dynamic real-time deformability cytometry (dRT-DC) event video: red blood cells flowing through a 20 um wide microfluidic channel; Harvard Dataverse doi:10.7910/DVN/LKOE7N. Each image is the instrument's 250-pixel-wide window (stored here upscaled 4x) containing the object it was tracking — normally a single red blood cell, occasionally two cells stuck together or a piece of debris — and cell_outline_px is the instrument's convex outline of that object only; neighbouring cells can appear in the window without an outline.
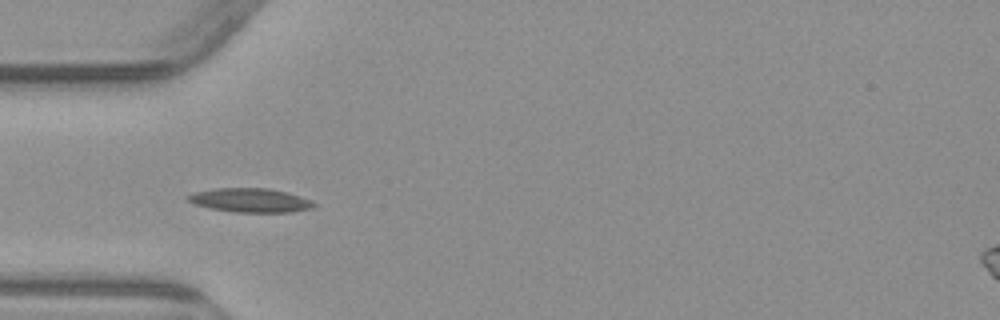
{"species": "common noctule bat (a hibernating species)", "species_latin": "Nyctalus noctula", "temperature_condition": "warm", "stored_images_in_passage": 4, "camera_frame_rate_fps": 3000, "um_per_image_px": 0.085, "animal": {"sex": "male", "body_mass_g": 23.1, "forearm_length_mm": 52.7}, "frame": {"image": 1, "passage_image": 2, "time_ms": 1.0, "image_size_px": [1000, 320], "cell_outline_px": [[316, 204], [312, 208], [292, 212], [232, 212], [212, 208], [196, 204], [188, 200], [184, 196], [196, 192], [216, 188], [268, 188], [288, 192], [312, 200]], "centroid_in_image_um": [21.31, 17.02], "position_along_channel_um": 63.7, "area_um2": 17.57}}
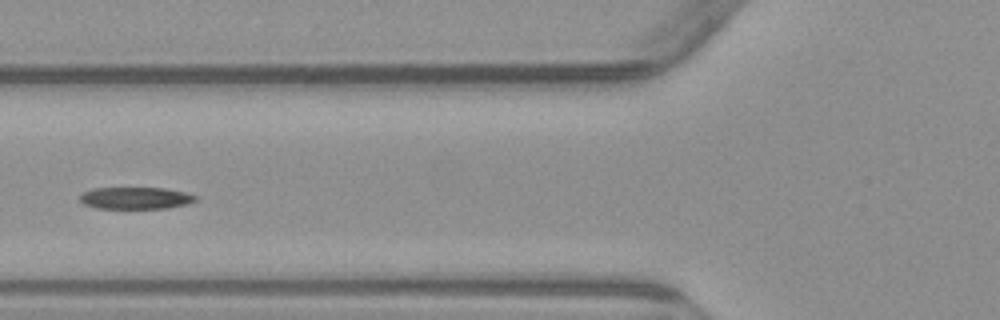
{"frame": {"image": 2, "passage_image": 3, "time_ms": 2.333, "image_size_px": [1000, 320], "cell_outline_px": [[196, 200], [184, 204], [168, 208], [96, 208], [84, 204], [80, 200], [80, 196], [84, 192], [92, 188], [164, 188], [184, 192], [196, 196]], "centroid_in_image_um": [11.49, 16.83], "position_along_channel_um": 114.3, "area_um2": 14.57}}
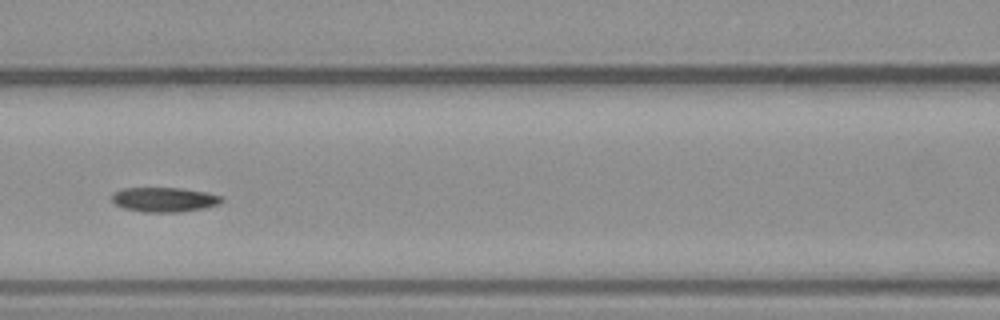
{"frame": {"image": 3, "passage_image": 4, "time_ms": 3.333, "image_size_px": [1000, 320], "cell_outline_px": [[224, 200], [220, 204], [204, 208], [180, 212], [144, 212], [124, 208], [116, 204], [112, 200], [112, 192], [124, 188], [180, 188], [204, 192], [224, 196]], "centroid_in_image_um": [13.98, 16.96], "position_along_channel_um": 152.6, "area_um2": 15.78}}